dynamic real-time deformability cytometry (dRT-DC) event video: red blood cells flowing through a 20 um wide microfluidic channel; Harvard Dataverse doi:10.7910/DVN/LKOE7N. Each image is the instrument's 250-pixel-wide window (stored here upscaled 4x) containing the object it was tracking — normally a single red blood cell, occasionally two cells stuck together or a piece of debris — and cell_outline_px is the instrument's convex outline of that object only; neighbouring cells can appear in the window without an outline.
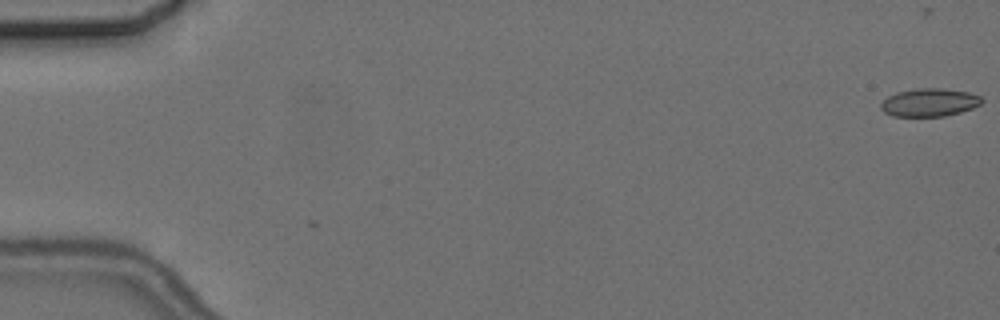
{"species": "common noctule bat (a hibernating species)", "species_latin": "Nyctalus noctula", "temperature_condition": "cold", "stored_images_in_passage": 2, "camera_frame_rate_fps": 3000, "um_per_image_px": 0.085, "animal": {"sex": "female", "body_mass_g": 24.6, "forearm_length_mm": 56.2}, "frame": {"image": 1, "passage_image": 1, "time_ms": 0.0, "image_size_px": [1000, 320], "cell_outline_px": [[984, 100], [980, 104], [972, 108], [960, 112], [944, 116], [892, 116], [884, 112], [880, 108], [880, 104], [888, 96], [896, 92], [916, 88], [944, 88], [968, 92], [980, 96]], "centroid_in_image_um": [78.99, 8.7], "position_along_channel_um": 6.0, "area_um2": 16.53}}